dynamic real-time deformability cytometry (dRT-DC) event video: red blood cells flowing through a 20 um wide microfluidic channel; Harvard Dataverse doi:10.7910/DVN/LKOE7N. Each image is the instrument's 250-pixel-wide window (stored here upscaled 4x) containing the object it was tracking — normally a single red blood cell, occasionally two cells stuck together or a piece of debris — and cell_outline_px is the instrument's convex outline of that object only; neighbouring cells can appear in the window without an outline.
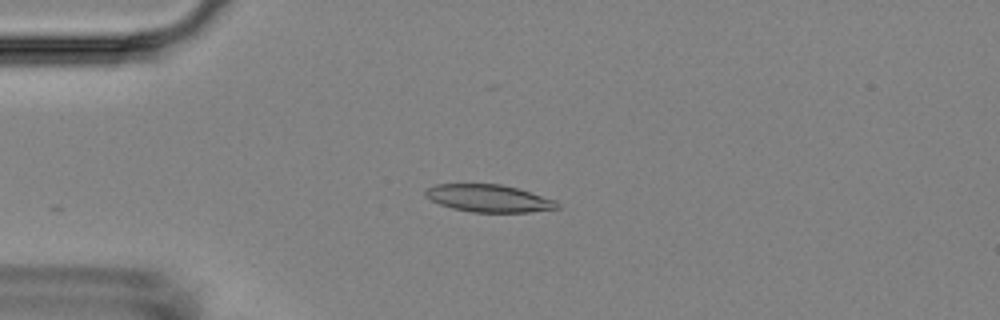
{"species": "Egyptian fruit bat (a non-hibernating species)", "species_latin": "Rousettus aegyptiacus", "temperature_condition": "room temperature", "stored_images_in_passage": 9, "camera_frame_rate_fps": 3000, "um_per_image_px": 0.085, "animal": {"sex": "female"}, "frame": {"image": 1, "passage_image": 4, "time_ms": 4.333, "image_size_px": [1000, 320], "cell_outline_px": [[560, 208], [532, 212], [472, 212], [452, 208], [440, 204], [424, 196], [424, 192], [428, 188], [436, 184], [500, 184], [516, 188], [556, 200], [560, 204]], "centroid_in_image_um": [41.56, 16.86], "position_along_channel_um": 43.4, "area_um2": 20.98}}
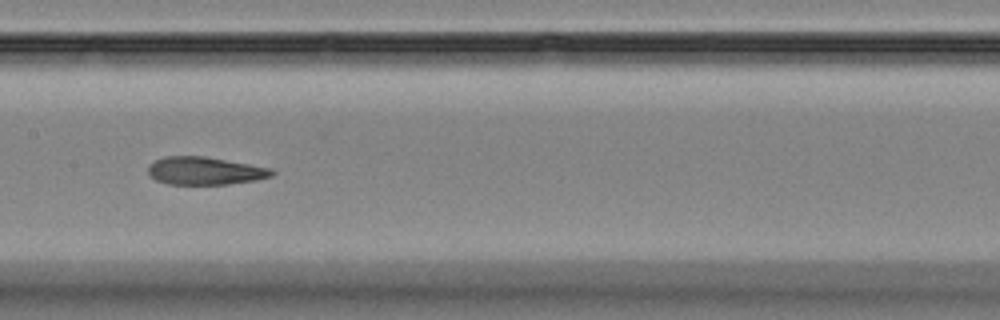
{"frame": {"image": 2, "passage_image": 8, "time_ms": 9.0, "image_size_px": [1000, 320], "cell_outline_px": [[276, 172], [272, 176], [256, 180], [228, 184], [168, 184], [156, 180], [148, 176], [148, 164], [164, 156], [204, 156], [272, 168]], "centroid_in_image_um": [17.4, 14.52], "position_along_channel_um": 190.0, "area_um2": 20.17}}
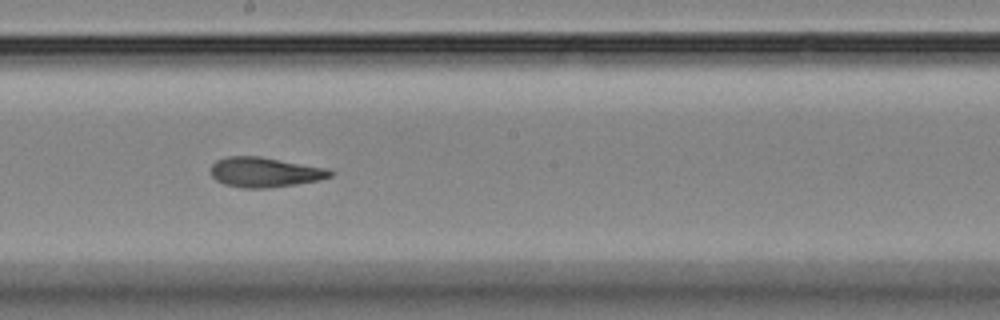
{"frame": {"image": 3, "passage_image": 9, "time_ms": 10.0, "image_size_px": [1000, 320], "cell_outline_px": [[336, 172], [332, 176], [320, 180], [296, 184], [268, 188], [240, 188], [224, 184], [216, 180], [212, 176], [208, 168], [216, 160], [228, 156], [260, 156], [328, 168]], "centroid_in_image_um": [22.5, 14.63], "position_along_channel_um": 225.7, "area_um2": 21.15}}